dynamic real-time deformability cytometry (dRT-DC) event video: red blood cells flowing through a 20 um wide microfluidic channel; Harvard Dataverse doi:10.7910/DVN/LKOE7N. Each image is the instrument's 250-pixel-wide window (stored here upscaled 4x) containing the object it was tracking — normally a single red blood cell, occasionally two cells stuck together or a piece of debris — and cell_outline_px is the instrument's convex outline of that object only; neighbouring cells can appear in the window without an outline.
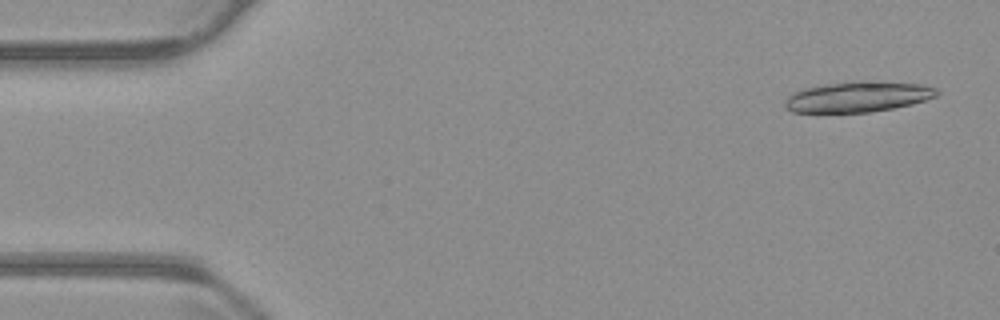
{"species": "common noctule bat (a hibernating species)", "species_latin": "Nyctalus noctula", "temperature_condition": "warm", "stored_images_in_passage": 18, "camera_frame_rate_fps": 3000, "um_per_image_px": 0.085, "animal": {"sex": "male", "body_mass_g": 23.1, "forearm_length_mm": 52.7}, "frame": {"image": 1, "passage_image": 2, "time_ms": 0.333, "image_size_px": [1000, 320], "cell_outline_px": [[940, 92], [936, 96], [912, 104], [892, 108], [868, 112], [792, 112], [784, 108], [784, 100], [792, 92], [804, 88], [824, 84], [860, 80], [876, 80], [920, 84], [936, 88]], "centroid_in_image_um": [72.89, 8.21], "position_along_channel_um": 12.1, "area_um2": 27.34}}